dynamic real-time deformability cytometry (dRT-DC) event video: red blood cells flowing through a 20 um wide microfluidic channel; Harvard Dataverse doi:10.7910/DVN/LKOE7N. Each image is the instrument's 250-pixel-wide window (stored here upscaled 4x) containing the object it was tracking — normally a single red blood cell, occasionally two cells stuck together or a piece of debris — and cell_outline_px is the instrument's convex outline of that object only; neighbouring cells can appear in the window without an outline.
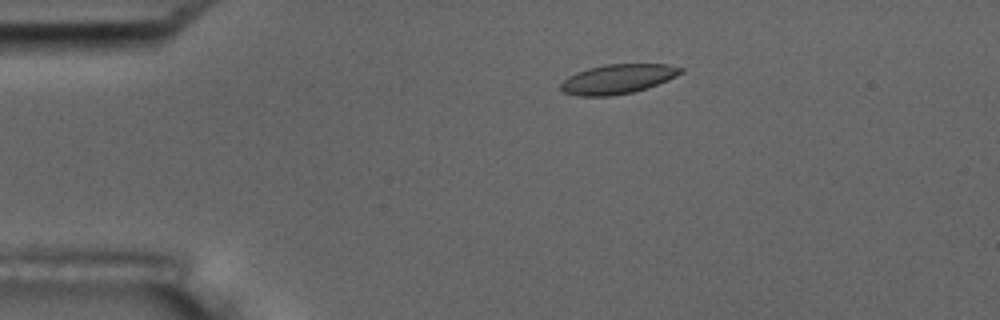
{"species": "common noctule bat (a hibernating species)", "species_latin": "Nyctalus noctula", "temperature_condition": "room temperature", "stored_images_in_passage": 10, "camera_frame_rate_fps": 3000, "um_per_image_px": 0.085, "animal": {"sex": "male", "body_mass_g": 17.5, "forearm_length_mm": 52.3}, "frame": {"image": 1, "passage_image": 4, "time_ms": 3.333, "image_size_px": [1000, 320], "cell_outline_px": [[684, 72], [668, 80], [632, 92], [612, 96], [580, 96], [564, 92], [560, 88], [560, 84], [568, 76], [576, 72], [588, 68], [604, 64], [668, 64], [684, 68]], "centroid_in_image_um": [52.5, 6.7], "position_along_channel_um": 32.5, "area_um2": 20.58}}
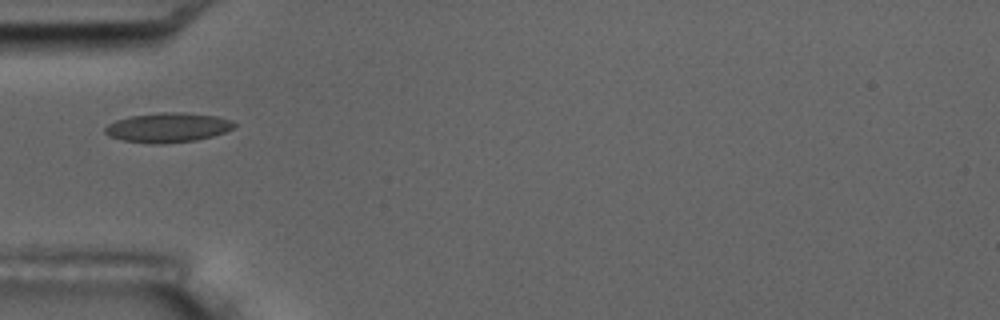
{"frame": {"image": 2, "passage_image": 6, "time_ms": 5.667, "image_size_px": [1000, 320], "cell_outline_px": [[236, 124], [232, 128], [224, 132], [212, 136], [196, 140], [164, 144], [148, 144], [124, 140], [108, 136], [104, 132], [104, 128], [108, 124], [116, 120], [132, 116], [156, 112], [180, 112], [216, 116], [232, 120]], "centroid_in_image_um": [14.24, 10.84], "position_along_channel_um": 70.8, "area_um2": 22.31}}
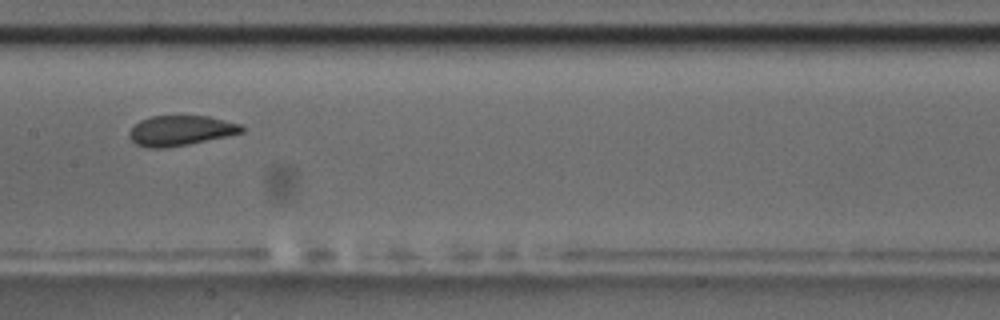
{"frame": {"image": 3, "passage_image": 9, "time_ms": 9.0, "image_size_px": [1000, 320], "cell_outline_px": [[244, 132], [188, 144], [168, 148], [148, 148], [136, 144], [128, 136], [128, 132], [140, 120], [152, 116], [208, 116], [240, 124], [244, 128]], "centroid_in_image_um": [15.32, 11.1], "position_along_channel_um": 192.1, "area_um2": 19.59}}